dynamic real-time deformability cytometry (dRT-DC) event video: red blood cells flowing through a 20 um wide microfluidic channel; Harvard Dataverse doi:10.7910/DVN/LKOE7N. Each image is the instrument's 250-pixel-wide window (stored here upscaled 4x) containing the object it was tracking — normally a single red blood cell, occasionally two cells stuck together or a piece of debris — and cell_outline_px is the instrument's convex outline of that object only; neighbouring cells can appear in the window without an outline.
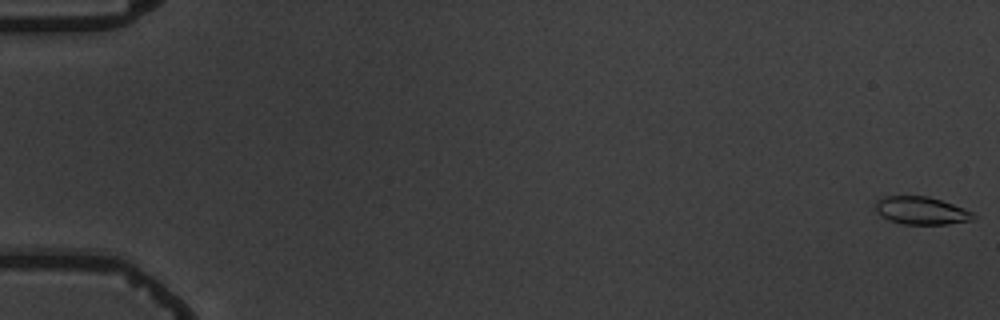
{"species": "common noctule bat (a hibernating species)", "species_latin": "Nyctalus noctula", "temperature_condition": "warm", "stored_images_in_passage": 6, "camera_frame_rate_fps": 3000, "um_per_image_px": 0.085, "animal": {"sex": "male", "body_mass_g": 19.5, "forearm_length_mm": 54.6}, "frame": {"image": 1, "passage_image": 1, "time_ms": 0.0, "image_size_px": [1000, 320], "cell_outline_px": [[976, 216], [972, 220], [948, 224], [904, 224], [888, 220], [876, 212], [876, 200], [880, 196], [928, 196], [964, 208], [972, 212]], "centroid_in_image_um": [78.28, 17.9], "position_along_channel_um": 6.7, "area_um2": 15.84}}
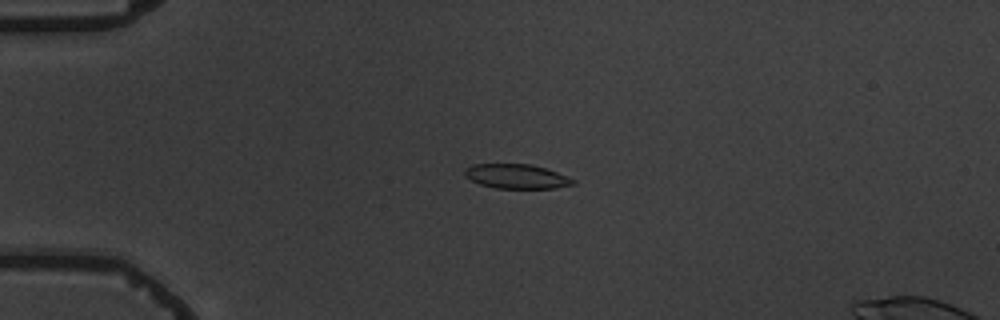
{"frame": {"image": 2, "passage_image": 5, "time_ms": 4.667, "image_size_px": [1000, 320], "cell_outline_px": [[576, 184], [556, 188], [496, 188], [480, 184], [464, 176], [464, 168], [472, 164], [532, 164], [556, 172], [576, 180]], "centroid_in_image_um": [43.89, 14.99], "position_along_channel_um": 41.1, "area_um2": 15.43}}